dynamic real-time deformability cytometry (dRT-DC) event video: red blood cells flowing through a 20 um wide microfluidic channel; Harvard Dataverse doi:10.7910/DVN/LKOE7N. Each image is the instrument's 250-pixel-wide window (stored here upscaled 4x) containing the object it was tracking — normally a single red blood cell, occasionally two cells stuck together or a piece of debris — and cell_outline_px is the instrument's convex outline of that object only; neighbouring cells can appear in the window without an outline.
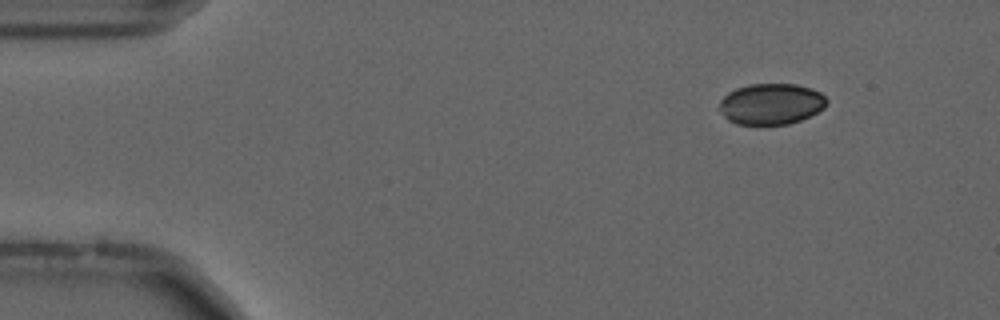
{"species": "common noctule bat (a hibernating species)", "species_latin": "Nyctalus noctula", "temperature_condition": "cold", "stored_images_in_passage": 14, "camera_frame_rate_fps": 3000, "um_per_image_px": 0.085, "animal": {"sex": "male", "forearm_length_mm": 52.5}, "frame": {"image": 1, "passage_image": 7, "time_ms": 2.0, "image_size_px": [1000, 320], "cell_outline_px": [[828, 104], [824, 108], [800, 120], [788, 124], [736, 124], [728, 120], [716, 108], [720, 100], [728, 92], [736, 88], [748, 84], [796, 84], [812, 88], [820, 92], [828, 100]], "centroid_in_image_um": [65.52, 8.83], "position_along_channel_um": 19.5, "area_um2": 25.89}}